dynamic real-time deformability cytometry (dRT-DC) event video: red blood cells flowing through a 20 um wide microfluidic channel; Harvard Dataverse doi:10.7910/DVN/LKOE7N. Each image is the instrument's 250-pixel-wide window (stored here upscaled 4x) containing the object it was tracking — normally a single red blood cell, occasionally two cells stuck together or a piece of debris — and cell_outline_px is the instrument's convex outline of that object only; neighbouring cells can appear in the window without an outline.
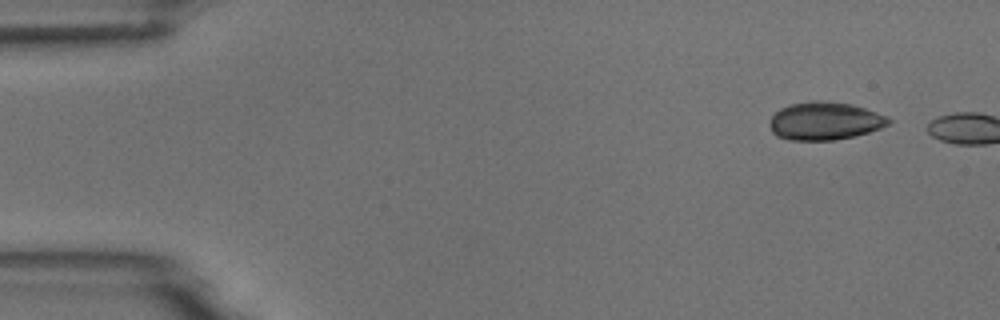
{"species": "common noctule bat (a hibernating species)", "species_latin": "Nyctalus noctula", "temperature_condition": "room temperature", "stored_images_in_passage": 2, "camera_frame_rate_fps": 3000, "um_per_image_px": 0.085, "animal": {"sex": "male", "body_mass_g": 18.8}, "frame": {"image": 1, "passage_image": 1, "time_ms": 0.0, "image_size_px": [1000, 320], "cell_outline_px": [[892, 120], [888, 124], [880, 128], [868, 132], [836, 140], [788, 140], [776, 136], [772, 132], [768, 120], [780, 108], [788, 104], [812, 100], [828, 100], [852, 104], [888, 116]], "centroid_in_image_um": [70.07, 10.27], "position_along_channel_um": 14.9, "area_um2": 26.59}}